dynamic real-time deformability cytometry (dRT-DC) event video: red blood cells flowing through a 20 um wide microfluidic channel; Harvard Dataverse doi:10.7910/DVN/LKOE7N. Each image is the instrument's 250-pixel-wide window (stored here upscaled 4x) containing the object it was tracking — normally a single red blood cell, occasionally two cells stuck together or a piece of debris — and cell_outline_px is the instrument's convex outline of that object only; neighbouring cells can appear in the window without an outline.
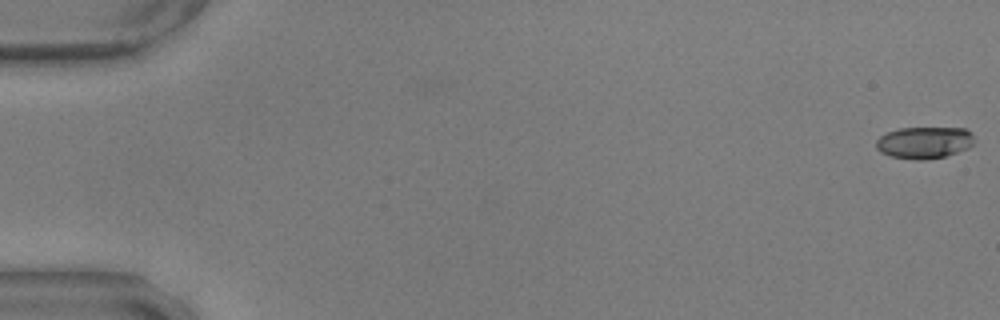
{"species": "common noctule bat (a hibernating species)", "species_latin": "Nyctalus noctula", "temperature_condition": "warm", "stored_images_in_passage": 54, "camera_frame_rate_fps": 3000, "um_per_image_px": 0.085, "animal": {"sex": "male", "body_mass_g": 17.9, "forearm_length_mm": 54.2}, "frame": {"image": 1, "passage_image": 1, "time_ms": 0.0, "image_size_px": [1000, 320], "cell_outline_px": [[972, 144], [968, 148], [944, 156], [924, 160], [916, 160], [892, 156], [880, 152], [876, 148], [876, 140], [880, 136], [888, 132], [900, 128], [964, 128], [972, 132]], "centroid_in_image_um": [78.54, 12.11], "position_along_channel_um": 6.5, "area_um2": 18.03}}
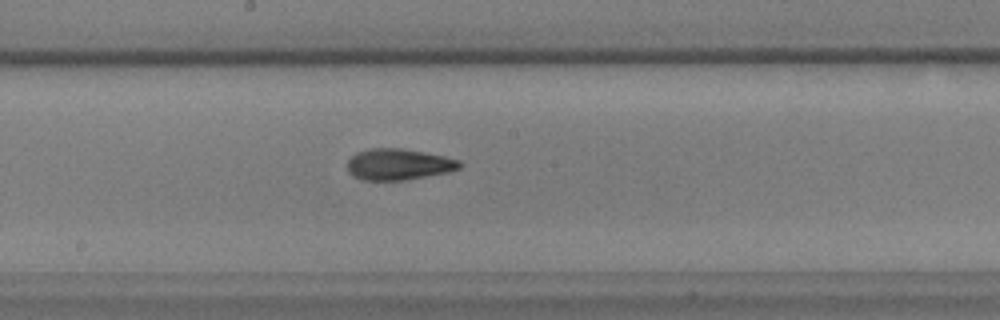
{"frame": {"image": 2, "passage_image": 32, "time_ms": 10.333, "image_size_px": [1000, 320], "cell_outline_px": [[464, 164], [460, 168], [448, 172], [404, 180], [360, 180], [352, 176], [348, 172], [348, 160], [356, 152], [368, 148], [400, 148], [424, 152], [444, 156], [460, 160]], "centroid_in_image_um": [33.87, 13.97], "position_along_channel_um": 214.3, "area_um2": 20.58}}
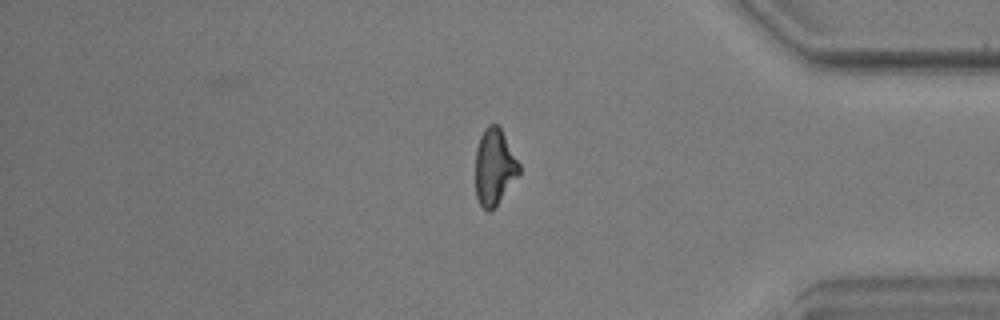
{"frame": {"image": 3, "passage_image": 49, "time_ms": 16.0, "image_size_px": [1000, 320], "cell_outline_px": [[520, 172], [492, 212], [488, 212], [480, 204], [476, 196], [476, 148], [480, 136], [484, 128], [488, 124], [496, 124], [500, 128], [520, 164]], "centroid_in_image_um": [42.01, 14.2], "position_along_channel_um": 393.2, "area_um2": 19.31}}